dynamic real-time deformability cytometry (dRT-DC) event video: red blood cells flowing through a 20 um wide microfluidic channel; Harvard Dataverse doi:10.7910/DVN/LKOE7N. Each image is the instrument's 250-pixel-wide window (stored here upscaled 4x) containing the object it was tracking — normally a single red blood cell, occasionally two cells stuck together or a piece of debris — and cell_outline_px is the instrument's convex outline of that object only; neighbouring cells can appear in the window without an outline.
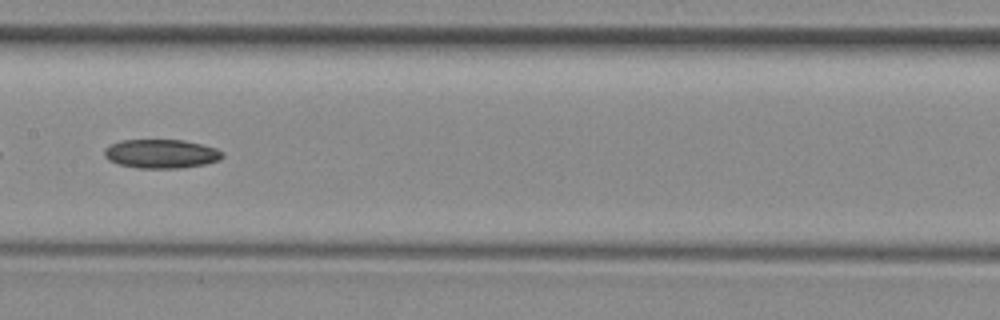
{"species": "common noctule bat (a hibernating species)", "species_latin": "Nyctalus noctula", "temperature_condition": "room temperature", "stored_images_in_passage": 37, "camera_frame_rate_fps": 3000, "um_per_image_px": 0.085, "animal": {"sex": "female", "body_mass_g": 29.2, "forearm_length_mm": 56.3}, "frame": {"image": 1, "passage_image": 11, "time_ms": 3.333, "image_size_px": [1000, 320], "cell_outline_px": [[224, 156], [220, 160], [204, 164], [180, 168], [136, 168], [116, 164], [108, 160], [104, 156], [104, 148], [120, 140], [184, 140], [216, 148], [224, 152]], "centroid_in_image_um": [13.68, 13.07], "position_along_channel_um": 193.7, "area_um2": 20.06}}